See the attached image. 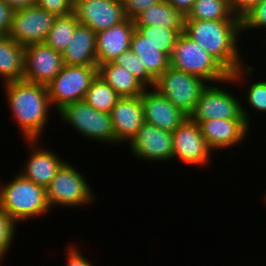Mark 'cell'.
I'll list each match as a JSON object with an SVG mask.
<instances>
[{
    "label": "cell",
    "mask_w": 266,
    "mask_h": 266,
    "mask_svg": "<svg viewBox=\"0 0 266 266\" xmlns=\"http://www.w3.org/2000/svg\"><path fill=\"white\" fill-rule=\"evenodd\" d=\"M183 32L203 46L229 73L248 62L239 48L243 33L241 20H184Z\"/></svg>",
    "instance_id": "1"
},
{
    "label": "cell",
    "mask_w": 266,
    "mask_h": 266,
    "mask_svg": "<svg viewBox=\"0 0 266 266\" xmlns=\"http://www.w3.org/2000/svg\"><path fill=\"white\" fill-rule=\"evenodd\" d=\"M3 87L9 111L20 129V136L24 140L41 141L52 109L47 86L23 79L6 82Z\"/></svg>",
    "instance_id": "2"
},
{
    "label": "cell",
    "mask_w": 266,
    "mask_h": 266,
    "mask_svg": "<svg viewBox=\"0 0 266 266\" xmlns=\"http://www.w3.org/2000/svg\"><path fill=\"white\" fill-rule=\"evenodd\" d=\"M256 68L252 65H245L238 68L235 72L230 73V77L222 83L208 84L200 95L193 112L189 118L195 123L211 119H244L242 113V99H240L236 92L235 94L226 89L228 84L248 85L246 82V74L251 75ZM245 75V76H244ZM240 83V84H239ZM248 83V84H247ZM219 84H221V87ZM226 84V85H225ZM225 85V86H224ZM231 92V93H230ZM237 96V97H236Z\"/></svg>",
    "instance_id": "3"
},
{
    "label": "cell",
    "mask_w": 266,
    "mask_h": 266,
    "mask_svg": "<svg viewBox=\"0 0 266 266\" xmlns=\"http://www.w3.org/2000/svg\"><path fill=\"white\" fill-rule=\"evenodd\" d=\"M0 209L4 210L17 225L18 222L35 219L51 210L46 188L25 179L20 174L14 175L8 183L0 184Z\"/></svg>",
    "instance_id": "4"
},
{
    "label": "cell",
    "mask_w": 266,
    "mask_h": 266,
    "mask_svg": "<svg viewBox=\"0 0 266 266\" xmlns=\"http://www.w3.org/2000/svg\"><path fill=\"white\" fill-rule=\"evenodd\" d=\"M170 66L202 78L208 84L222 83L230 73L199 43L184 32L176 41L170 57Z\"/></svg>",
    "instance_id": "5"
},
{
    "label": "cell",
    "mask_w": 266,
    "mask_h": 266,
    "mask_svg": "<svg viewBox=\"0 0 266 266\" xmlns=\"http://www.w3.org/2000/svg\"><path fill=\"white\" fill-rule=\"evenodd\" d=\"M74 166V167H73ZM75 165L65 162L46 187L50 209L58 207L80 208L96 201V194ZM94 193V194H93Z\"/></svg>",
    "instance_id": "6"
},
{
    "label": "cell",
    "mask_w": 266,
    "mask_h": 266,
    "mask_svg": "<svg viewBox=\"0 0 266 266\" xmlns=\"http://www.w3.org/2000/svg\"><path fill=\"white\" fill-rule=\"evenodd\" d=\"M55 113L86 139L109 145L115 144V132L110 114L94 109L84 100L69 103Z\"/></svg>",
    "instance_id": "7"
},
{
    "label": "cell",
    "mask_w": 266,
    "mask_h": 266,
    "mask_svg": "<svg viewBox=\"0 0 266 266\" xmlns=\"http://www.w3.org/2000/svg\"><path fill=\"white\" fill-rule=\"evenodd\" d=\"M97 75V65H64L47 85L54 111L58 112L69 103L84 100L87 90Z\"/></svg>",
    "instance_id": "8"
},
{
    "label": "cell",
    "mask_w": 266,
    "mask_h": 266,
    "mask_svg": "<svg viewBox=\"0 0 266 266\" xmlns=\"http://www.w3.org/2000/svg\"><path fill=\"white\" fill-rule=\"evenodd\" d=\"M207 85L202 78L170 66L155 80L154 89L189 117Z\"/></svg>",
    "instance_id": "9"
},
{
    "label": "cell",
    "mask_w": 266,
    "mask_h": 266,
    "mask_svg": "<svg viewBox=\"0 0 266 266\" xmlns=\"http://www.w3.org/2000/svg\"><path fill=\"white\" fill-rule=\"evenodd\" d=\"M173 160L192 166H209L213 151L201 134L198 123L189 117L172 132ZM175 159V160H174Z\"/></svg>",
    "instance_id": "10"
},
{
    "label": "cell",
    "mask_w": 266,
    "mask_h": 266,
    "mask_svg": "<svg viewBox=\"0 0 266 266\" xmlns=\"http://www.w3.org/2000/svg\"><path fill=\"white\" fill-rule=\"evenodd\" d=\"M56 17L38 5L16 10L9 36L24 47L44 43Z\"/></svg>",
    "instance_id": "11"
},
{
    "label": "cell",
    "mask_w": 266,
    "mask_h": 266,
    "mask_svg": "<svg viewBox=\"0 0 266 266\" xmlns=\"http://www.w3.org/2000/svg\"><path fill=\"white\" fill-rule=\"evenodd\" d=\"M130 153L138 159L158 163L173 160L172 133L144 123L128 143Z\"/></svg>",
    "instance_id": "12"
},
{
    "label": "cell",
    "mask_w": 266,
    "mask_h": 266,
    "mask_svg": "<svg viewBox=\"0 0 266 266\" xmlns=\"http://www.w3.org/2000/svg\"><path fill=\"white\" fill-rule=\"evenodd\" d=\"M64 65L62 54L45 43L28 45L24 49L23 79L47 86Z\"/></svg>",
    "instance_id": "13"
},
{
    "label": "cell",
    "mask_w": 266,
    "mask_h": 266,
    "mask_svg": "<svg viewBox=\"0 0 266 266\" xmlns=\"http://www.w3.org/2000/svg\"><path fill=\"white\" fill-rule=\"evenodd\" d=\"M73 13L79 24L90 27L96 33L127 19L121 0H75Z\"/></svg>",
    "instance_id": "14"
},
{
    "label": "cell",
    "mask_w": 266,
    "mask_h": 266,
    "mask_svg": "<svg viewBox=\"0 0 266 266\" xmlns=\"http://www.w3.org/2000/svg\"><path fill=\"white\" fill-rule=\"evenodd\" d=\"M30 152L27 160H25L24 168L19 173L27 180L37 185L47 187L60 167L66 162L47 146H40L42 142L39 140H24ZM39 144V145H38Z\"/></svg>",
    "instance_id": "15"
},
{
    "label": "cell",
    "mask_w": 266,
    "mask_h": 266,
    "mask_svg": "<svg viewBox=\"0 0 266 266\" xmlns=\"http://www.w3.org/2000/svg\"><path fill=\"white\" fill-rule=\"evenodd\" d=\"M201 134L212 151L221 152L245 142L250 127L244 119H211L199 124Z\"/></svg>",
    "instance_id": "16"
},
{
    "label": "cell",
    "mask_w": 266,
    "mask_h": 266,
    "mask_svg": "<svg viewBox=\"0 0 266 266\" xmlns=\"http://www.w3.org/2000/svg\"><path fill=\"white\" fill-rule=\"evenodd\" d=\"M115 132V145L129 143L145 123L142 95L121 97L110 112Z\"/></svg>",
    "instance_id": "17"
},
{
    "label": "cell",
    "mask_w": 266,
    "mask_h": 266,
    "mask_svg": "<svg viewBox=\"0 0 266 266\" xmlns=\"http://www.w3.org/2000/svg\"><path fill=\"white\" fill-rule=\"evenodd\" d=\"M145 123L161 130L173 132L188 116L176 108L154 88H146L142 94Z\"/></svg>",
    "instance_id": "18"
},
{
    "label": "cell",
    "mask_w": 266,
    "mask_h": 266,
    "mask_svg": "<svg viewBox=\"0 0 266 266\" xmlns=\"http://www.w3.org/2000/svg\"><path fill=\"white\" fill-rule=\"evenodd\" d=\"M135 30L134 20L127 18L118 25L97 32V66L114 61L120 54L130 49Z\"/></svg>",
    "instance_id": "19"
},
{
    "label": "cell",
    "mask_w": 266,
    "mask_h": 266,
    "mask_svg": "<svg viewBox=\"0 0 266 266\" xmlns=\"http://www.w3.org/2000/svg\"><path fill=\"white\" fill-rule=\"evenodd\" d=\"M96 32L78 24L67 47L62 52L65 65H97Z\"/></svg>",
    "instance_id": "20"
},
{
    "label": "cell",
    "mask_w": 266,
    "mask_h": 266,
    "mask_svg": "<svg viewBox=\"0 0 266 266\" xmlns=\"http://www.w3.org/2000/svg\"><path fill=\"white\" fill-rule=\"evenodd\" d=\"M24 49L9 35H0V78L2 83L23 80ZM4 81V82H3Z\"/></svg>",
    "instance_id": "21"
},
{
    "label": "cell",
    "mask_w": 266,
    "mask_h": 266,
    "mask_svg": "<svg viewBox=\"0 0 266 266\" xmlns=\"http://www.w3.org/2000/svg\"><path fill=\"white\" fill-rule=\"evenodd\" d=\"M98 75L121 97H136L146 89L131 72L113 61L100 64Z\"/></svg>",
    "instance_id": "22"
},
{
    "label": "cell",
    "mask_w": 266,
    "mask_h": 266,
    "mask_svg": "<svg viewBox=\"0 0 266 266\" xmlns=\"http://www.w3.org/2000/svg\"><path fill=\"white\" fill-rule=\"evenodd\" d=\"M185 17L165 0L148 7L133 20L135 26H159L184 29Z\"/></svg>",
    "instance_id": "23"
},
{
    "label": "cell",
    "mask_w": 266,
    "mask_h": 266,
    "mask_svg": "<svg viewBox=\"0 0 266 266\" xmlns=\"http://www.w3.org/2000/svg\"><path fill=\"white\" fill-rule=\"evenodd\" d=\"M130 49L145 65L147 72L156 80L170 67V57L146 41L137 30L133 33Z\"/></svg>",
    "instance_id": "24"
},
{
    "label": "cell",
    "mask_w": 266,
    "mask_h": 266,
    "mask_svg": "<svg viewBox=\"0 0 266 266\" xmlns=\"http://www.w3.org/2000/svg\"><path fill=\"white\" fill-rule=\"evenodd\" d=\"M184 20H240L232 13L229 0H195Z\"/></svg>",
    "instance_id": "25"
},
{
    "label": "cell",
    "mask_w": 266,
    "mask_h": 266,
    "mask_svg": "<svg viewBox=\"0 0 266 266\" xmlns=\"http://www.w3.org/2000/svg\"><path fill=\"white\" fill-rule=\"evenodd\" d=\"M120 98L121 96L97 75L87 90L84 101L94 109L110 114Z\"/></svg>",
    "instance_id": "26"
},
{
    "label": "cell",
    "mask_w": 266,
    "mask_h": 266,
    "mask_svg": "<svg viewBox=\"0 0 266 266\" xmlns=\"http://www.w3.org/2000/svg\"><path fill=\"white\" fill-rule=\"evenodd\" d=\"M78 24L79 21L73 12L64 16H57L44 43L62 54Z\"/></svg>",
    "instance_id": "27"
},
{
    "label": "cell",
    "mask_w": 266,
    "mask_h": 266,
    "mask_svg": "<svg viewBox=\"0 0 266 266\" xmlns=\"http://www.w3.org/2000/svg\"><path fill=\"white\" fill-rule=\"evenodd\" d=\"M146 41L158 48V51L171 57L174 46L184 29H167L159 26H135Z\"/></svg>",
    "instance_id": "28"
},
{
    "label": "cell",
    "mask_w": 266,
    "mask_h": 266,
    "mask_svg": "<svg viewBox=\"0 0 266 266\" xmlns=\"http://www.w3.org/2000/svg\"><path fill=\"white\" fill-rule=\"evenodd\" d=\"M250 84V86L248 85L247 87H245L247 88V90L243 92L245 95L242 97L240 96V98L244 97V100H246L245 102L244 100L242 101V113L245 122L249 126L251 124V117L248 116L250 112H248V110L246 109L247 107H250L249 109L253 108L251 114H253V112L255 113V115H257L256 113H266V79L262 81H255ZM245 96H247V98ZM243 102L244 104L247 103V106H245Z\"/></svg>",
    "instance_id": "29"
},
{
    "label": "cell",
    "mask_w": 266,
    "mask_h": 266,
    "mask_svg": "<svg viewBox=\"0 0 266 266\" xmlns=\"http://www.w3.org/2000/svg\"><path fill=\"white\" fill-rule=\"evenodd\" d=\"M113 62L131 72L145 88H154L155 79L147 72L145 65L131 49L124 51Z\"/></svg>",
    "instance_id": "30"
},
{
    "label": "cell",
    "mask_w": 266,
    "mask_h": 266,
    "mask_svg": "<svg viewBox=\"0 0 266 266\" xmlns=\"http://www.w3.org/2000/svg\"><path fill=\"white\" fill-rule=\"evenodd\" d=\"M17 224L12 218L2 209H0V262L6 259L5 256L9 253L10 247L14 244Z\"/></svg>",
    "instance_id": "31"
},
{
    "label": "cell",
    "mask_w": 266,
    "mask_h": 266,
    "mask_svg": "<svg viewBox=\"0 0 266 266\" xmlns=\"http://www.w3.org/2000/svg\"><path fill=\"white\" fill-rule=\"evenodd\" d=\"M242 32L247 33L249 30L266 31V0L261 2L251 10L242 20Z\"/></svg>",
    "instance_id": "32"
},
{
    "label": "cell",
    "mask_w": 266,
    "mask_h": 266,
    "mask_svg": "<svg viewBox=\"0 0 266 266\" xmlns=\"http://www.w3.org/2000/svg\"><path fill=\"white\" fill-rule=\"evenodd\" d=\"M72 0H37L36 5L56 16H64L73 12Z\"/></svg>",
    "instance_id": "33"
},
{
    "label": "cell",
    "mask_w": 266,
    "mask_h": 266,
    "mask_svg": "<svg viewBox=\"0 0 266 266\" xmlns=\"http://www.w3.org/2000/svg\"><path fill=\"white\" fill-rule=\"evenodd\" d=\"M161 1L163 0H121L127 18L132 20L148 7Z\"/></svg>",
    "instance_id": "34"
},
{
    "label": "cell",
    "mask_w": 266,
    "mask_h": 266,
    "mask_svg": "<svg viewBox=\"0 0 266 266\" xmlns=\"http://www.w3.org/2000/svg\"><path fill=\"white\" fill-rule=\"evenodd\" d=\"M65 266H95L80 252V248L74 242L68 244L67 252L65 253Z\"/></svg>",
    "instance_id": "35"
},
{
    "label": "cell",
    "mask_w": 266,
    "mask_h": 266,
    "mask_svg": "<svg viewBox=\"0 0 266 266\" xmlns=\"http://www.w3.org/2000/svg\"><path fill=\"white\" fill-rule=\"evenodd\" d=\"M260 2L261 0H229L233 15L240 20H242Z\"/></svg>",
    "instance_id": "36"
},
{
    "label": "cell",
    "mask_w": 266,
    "mask_h": 266,
    "mask_svg": "<svg viewBox=\"0 0 266 266\" xmlns=\"http://www.w3.org/2000/svg\"><path fill=\"white\" fill-rule=\"evenodd\" d=\"M14 10L4 1L0 0V35H9Z\"/></svg>",
    "instance_id": "37"
},
{
    "label": "cell",
    "mask_w": 266,
    "mask_h": 266,
    "mask_svg": "<svg viewBox=\"0 0 266 266\" xmlns=\"http://www.w3.org/2000/svg\"><path fill=\"white\" fill-rule=\"evenodd\" d=\"M171 6H173L177 11H179L184 17L191 10L195 0H165Z\"/></svg>",
    "instance_id": "38"
},
{
    "label": "cell",
    "mask_w": 266,
    "mask_h": 266,
    "mask_svg": "<svg viewBox=\"0 0 266 266\" xmlns=\"http://www.w3.org/2000/svg\"><path fill=\"white\" fill-rule=\"evenodd\" d=\"M4 1L8 6H10L14 11L28 8L30 6H35L37 0H2Z\"/></svg>",
    "instance_id": "39"
},
{
    "label": "cell",
    "mask_w": 266,
    "mask_h": 266,
    "mask_svg": "<svg viewBox=\"0 0 266 266\" xmlns=\"http://www.w3.org/2000/svg\"><path fill=\"white\" fill-rule=\"evenodd\" d=\"M263 197H264L263 200H265L264 202H266V193L263 195Z\"/></svg>",
    "instance_id": "40"
}]
</instances>
